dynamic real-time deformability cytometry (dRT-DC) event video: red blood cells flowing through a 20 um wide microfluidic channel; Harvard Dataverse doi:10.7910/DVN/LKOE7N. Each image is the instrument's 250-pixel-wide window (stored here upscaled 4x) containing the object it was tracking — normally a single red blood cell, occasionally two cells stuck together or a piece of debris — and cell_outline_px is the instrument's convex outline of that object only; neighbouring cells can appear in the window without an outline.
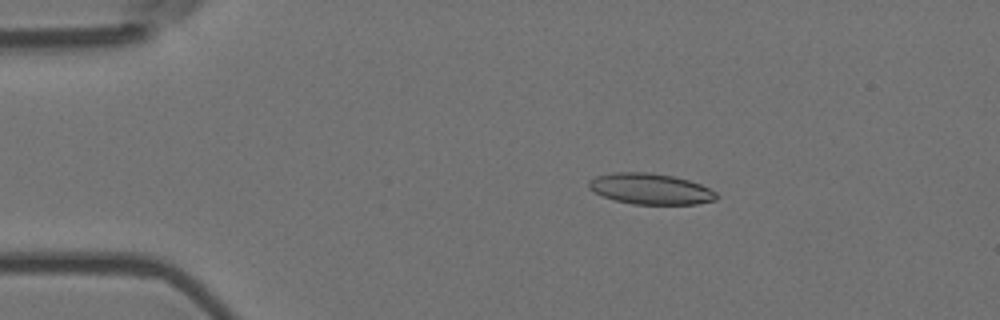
{"species": "Egyptian fruit bat (a non-hibernating species)", "species_latin": "Rousettus aegyptiacus", "temperature_condition": "room temperature", "stored_images_in_passage": 55, "camera_frame_rate_fps": 3000, "um_per_image_px": 0.085, "animal": {"sex": "female"}, "frame": {"image": 1, "passage_image": 10, "time_ms": 3.0, "image_size_px": [1000, 320], "cell_outline_px": [[720, 196], [716, 200], [696, 204], [632, 204], [616, 200], [604, 196], [588, 188], [588, 180], [596, 176], [616, 172], [652, 172], [672, 176], [688, 180], [700, 184], [716, 192]], "centroid_in_image_um": [55.3, 16.05], "position_along_channel_um": 29.7, "area_um2": 22.95}}
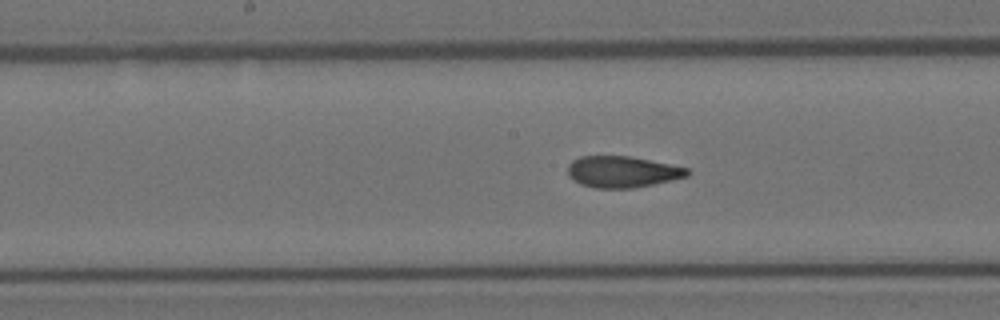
{"frame": {"image": 2, "passage_image": 28, "time_ms": 9.0, "image_size_px": [1000, 320], "cell_outline_px": [[692, 172], [688, 176], [672, 180], [632, 188], [596, 188], [580, 184], [572, 180], [568, 176], [568, 164], [572, 160], [580, 156], [628, 156], [688, 168]], "centroid_in_image_um": [52.87, 14.6], "position_along_channel_um": 195.3, "area_um2": 21.79}}
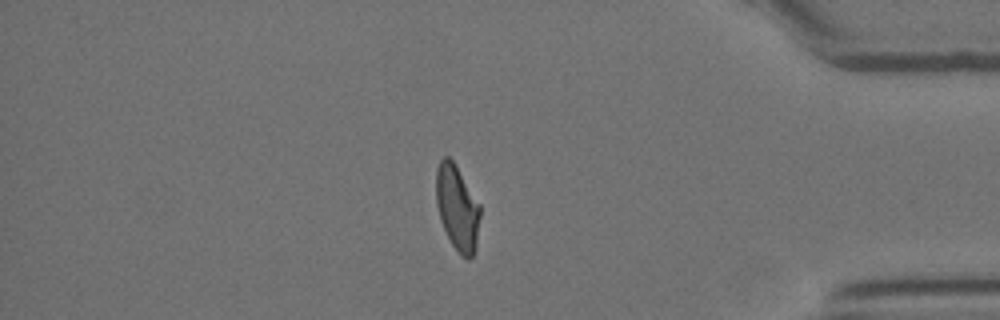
{"frame": {"image": 3, "passage_image": 47, "time_ms": 15.333, "image_size_px": [1000, 320], "cell_outline_px": [[480, 216], [476, 248], [472, 256], [468, 260], [460, 256], [452, 244], [440, 220], [436, 204], [436, 168], [440, 160], [444, 156], [448, 156], [452, 160], [480, 204]], "centroid_in_image_um": [38.86, 17.68], "position_along_channel_um": 396.3, "area_um2": 21.85}, "authors_computed_cell_mechanics": {"area_um2": 22.542, "velocity_mm_per_s": 3.6725, "shape_relaxation_time_tau1_ms": 9.7443, "shape_relaxation_time_tau2_ms": 1.6078, "deformation_change_tau1": 0.2352, "deformation_change_tau2": 0.0862}}